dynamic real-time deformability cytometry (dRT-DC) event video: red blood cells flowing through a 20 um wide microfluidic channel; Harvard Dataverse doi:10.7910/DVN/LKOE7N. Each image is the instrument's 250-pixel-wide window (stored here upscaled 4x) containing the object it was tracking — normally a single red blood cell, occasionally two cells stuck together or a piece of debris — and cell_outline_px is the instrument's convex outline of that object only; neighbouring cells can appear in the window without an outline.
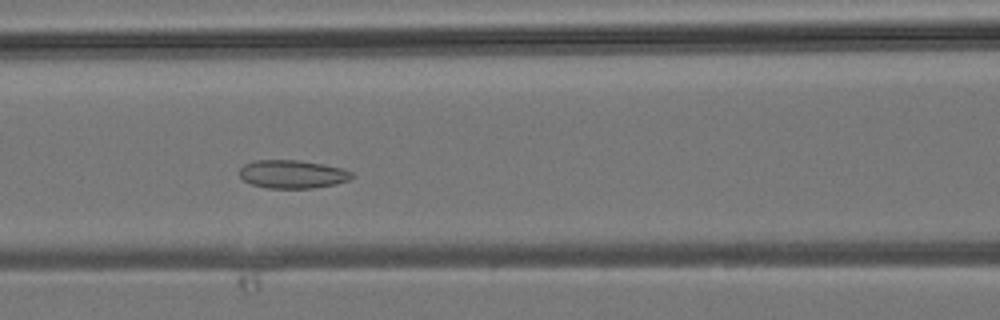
{"species": "common noctule bat (a hibernating species)", "species_latin": "Nyctalus noctula", "temperature_condition": "room temperature", "stored_images_in_passage": 40, "camera_frame_rate_fps": 3000, "um_per_image_px": 0.085, "animal": {"sex": "male", "body_mass_g": 19.2, "forearm_length_mm": 51.8}, "frame": {"image": 1, "passage_image": 16, "time_ms": 5.0, "image_size_px": [1000, 320], "cell_outline_px": [[356, 176], [348, 180], [336, 184], [312, 188], [268, 188], [252, 184], [244, 180], [240, 176], [240, 168], [244, 164], [256, 160], [296, 160], [324, 164], [344, 168], [352, 172]], "centroid_in_image_um": [24.9, 14.8], "position_along_channel_um": 141.7, "area_um2": 18.55}}
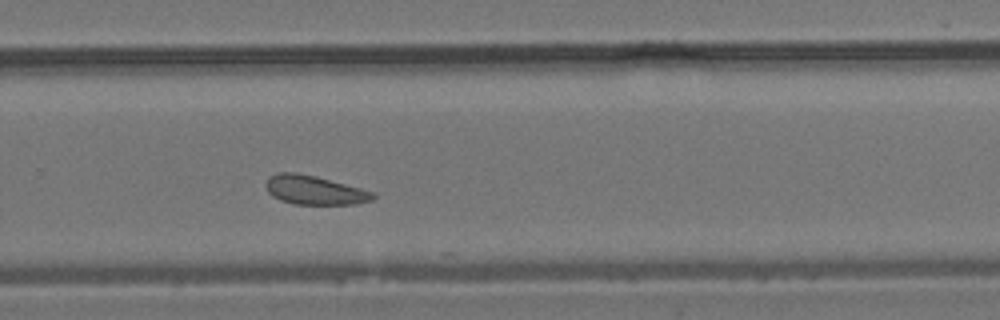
{"frame": {"image": 2, "passage_image": 26, "time_ms": 8.333, "image_size_px": [1000, 320], "cell_outline_px": [[376, 196], [372, 200], [352, 204], [292, 204], [280, 200], [272, 196], [268, 192], [264, 184], [268, 176], [276, 172], [296, 172], [316, 176], [376, 192]], "centroid_in_image_um": [26.69, 16.15], "position_along_channel_um": 303.1, "area_um2": 18.32}}
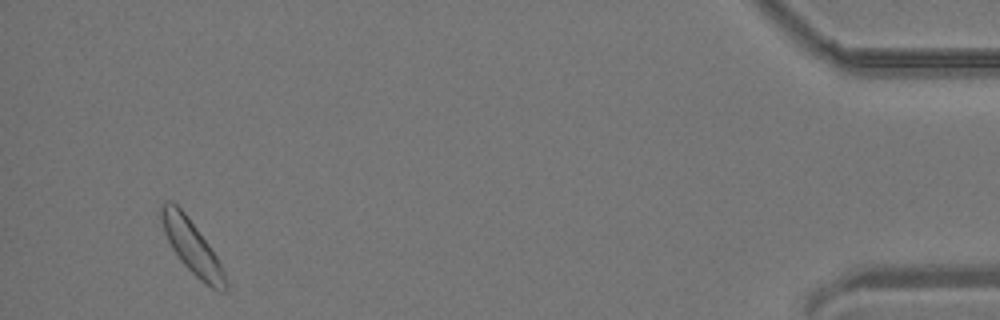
{"frame": {"image": 3, "passage_image": 38, "time_ms": 12.333, "image_size_px": [1000, 320], "cell_outline_px": [[228, 284], [224, 292], [212, 288], [200, 280], [180, 260], [172, 248], [164, 232], [160, 220], [160, 204], [168, 200], [172, 200], [184, 212], [208, 244], [216, 256], [224, 272]], "centroid_in_image_um": [16.28, 20.95], "position_along_channel_um": 418.9, "area_um2": 19.59}}